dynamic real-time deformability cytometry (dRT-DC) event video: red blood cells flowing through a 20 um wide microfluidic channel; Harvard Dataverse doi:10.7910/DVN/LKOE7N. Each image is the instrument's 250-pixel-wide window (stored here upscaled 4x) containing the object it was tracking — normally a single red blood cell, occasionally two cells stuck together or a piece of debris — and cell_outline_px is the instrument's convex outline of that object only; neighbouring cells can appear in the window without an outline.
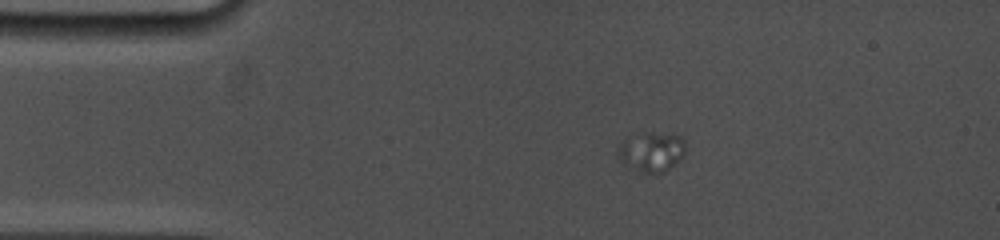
{"species": "common noctule bat (a hibernating species)", "species_latin": "Nyctalus noctula", "temperature_condition": "cold", "stored_images_in_passage": 43, "segment_of_instrument_passage": [1, 2], "camera_frame_rate_fps": 5000, "um_per_image_px": 0.085, "animal": {"sex": "female", "body_mass_g": 19.0, "forearm_length_mm": 53.3}, "frame": {"image": 1, "passage_image": 8, "time_ms": 4.4, "image_size_px": [1000, 240], "cell_outline_px": [[684, 152], [680, 160], [676, 164], [664, 172], [640, 172], [620, 164], [616, 152], [620, 144], [624, 140], [652, 132], [684, 136]], "centroid_in_image_um": [55.37, 12.93], "position_along_channel_um": 29.6, "area_um2": 15.55}}
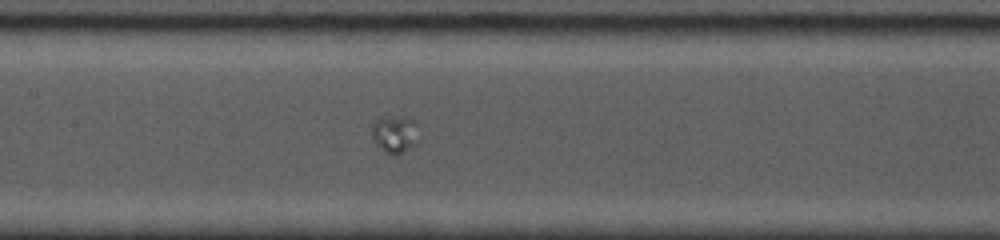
{"frame": {"image": 2, "passage_image": 20, "time_ms": 10.6, "image_size_px": [1000, 240], "cell_outline_px": [[420, 140], [412, 148], [396, 156], [392, 156], [384, 152], [376, 144], [372, 136], [372, 124], [380, 116], [408, 116], [416, 124]], "centroid_in_image_um": [33.59, 11.41], "position_along_channel_um": 173.8, "area_um2": 10.75}}
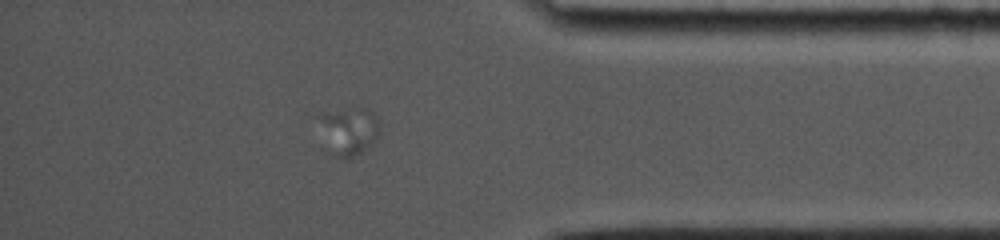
{"frame": {"image": 3, "passage_image": 37, "time_ms": 18.4, "image_size_px": [1000, 240], "cell_outline_px": [[380, 132], [376, 140], [372, 144], [360, 152], [352, 156], [336, 156], [316, 116], [320, 112], [352, 108], [368, 108], [380, 120]], "centroid_in_image_um": [29.73, 11.03], "position_along_channel_um": 405.5, "area_um2": 16.36}}